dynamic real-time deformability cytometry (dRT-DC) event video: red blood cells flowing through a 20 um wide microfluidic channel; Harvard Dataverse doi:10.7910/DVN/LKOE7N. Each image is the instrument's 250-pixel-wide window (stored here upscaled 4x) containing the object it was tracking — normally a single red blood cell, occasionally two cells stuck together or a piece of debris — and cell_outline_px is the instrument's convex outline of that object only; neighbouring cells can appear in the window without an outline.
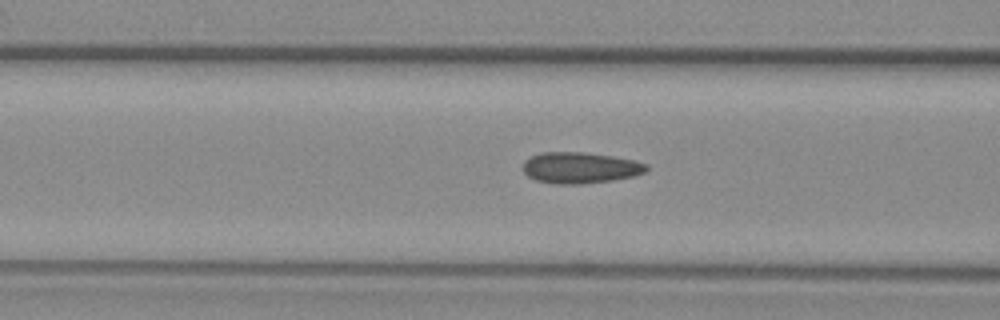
{"species": "common noctule bat (a hibernating species)", "species_latin": "Nyctalus noctula", "temperature_condition": "warm", "stored_images_in_passage": 47, "camera_frame_rate_fps": 3000, "um_per_image_px": 0.085, "animal": {"sex": "female", "body_mass_g": 29.2, "forearm_length_mm": 56.3}, "frame": {"image": 1, "passage_image": 14, "time_ms": 4.333, "image_size_px": [1000, 320], "cell_outline_px": [[648, 168], [644, 172], [632, 176], [612, 180], [580, 184], [556, 184], [536, 180], [528, 176], [524, 172], [524, 160], [540, 152], [584, 152], [612, 156], [636, 160], [648, 164]], "centroid_in_image_um": [49.31, 14.25], "position_along_channel_um": 117.3, "area_um2": 22.37}}
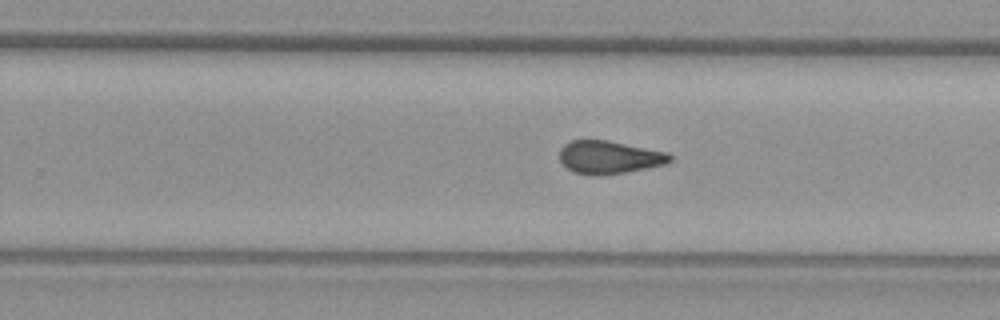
{"frame": {"image": 2, "passage_image": 27, "time_ms": 8.667, "image_size_px": [1000, 320], "cell_outline_px": [[672, 160], [664, 164], [648, 168], [600, 176], [592, 176], [572, 172], [560, 160], [560, 148], [564, 144], [572, 140], [608, 140], [668, 152], [672, 156]], "centroid_in_image_um": [51.78, 13.37], "position_along_channel_um": 278.0, "area_um2": 21.33}}
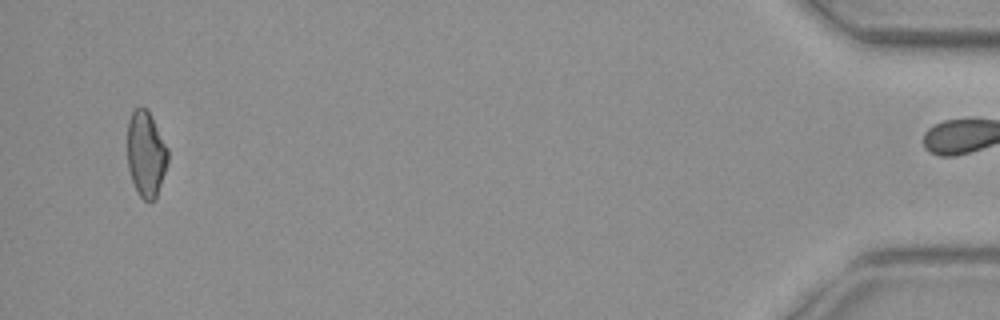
{"frame": {"image": 3, "passage_image": 46, "time_ms": 15.0, "image_size_px": [1000, 320], "cell_outline_px": [[168, 164], [156, 196], [152, 200], [144, 200], [140, 196], [132, 180], [128, 168], [128, 120], [132, 112], [136, 108], [144, 108], [152, 116], [168, 148]], "centroid_in_image_um": [12.42, 13.07], "position_along_channel_um": 422.8, "area_um2": 20.0}, "authors_computed_cell_mechanics": {"area_um2": 21.4438, "velocity_mm_per_s": 3.7214, "shape_relaxation_time_tau1_ms": null, "shape_relaxation_time_tau2_ms": 1.77, "deformation_change_tau1": null, "deformation_change_tau2": 0.08}}